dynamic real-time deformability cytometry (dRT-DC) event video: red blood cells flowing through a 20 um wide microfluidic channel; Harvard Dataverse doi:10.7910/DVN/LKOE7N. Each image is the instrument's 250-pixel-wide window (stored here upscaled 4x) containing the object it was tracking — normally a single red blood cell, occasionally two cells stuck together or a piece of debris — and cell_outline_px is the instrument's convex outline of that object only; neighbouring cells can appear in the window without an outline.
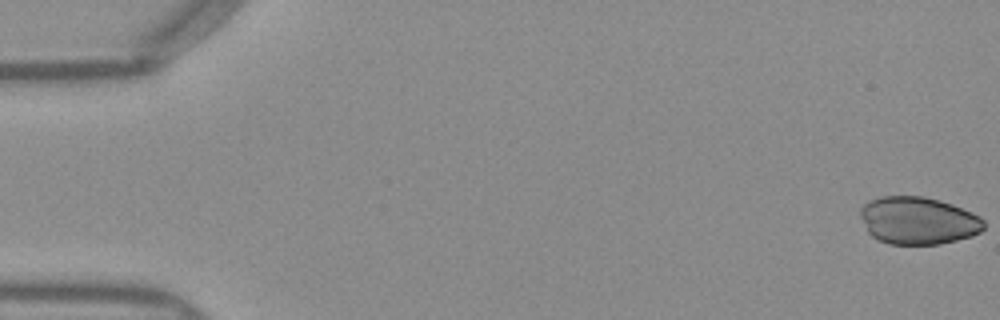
{"species": "Egyptian fruit bat (a non-hibernating species)", "species_latin": "Rousettus aegyptiacus", "temperature_condition": "warm", "stored_images_in_passage": 51, "camera_frame_rate_fps": 3000, "um_per_image_px": 0.085, "frame": {"image": 1, "passage_image": 1, "time_ms": 0.0, "image_size_px": [1000, 320], "cell_outline_px": [[984, 228], [980, 232], [972, 236], [940, 244], [888, 244], [872, 236], [868, 232], [860, 216], [860, 208], [868, 200], [880, 196], [924, 196], [940, 200], [952, 204], [972, 212], [980, 216], [984, 220]], "centroid_in_image_um": [78.04, 18.74], "position_along_channel_um": 7.0, "area_um2": 34.39}}
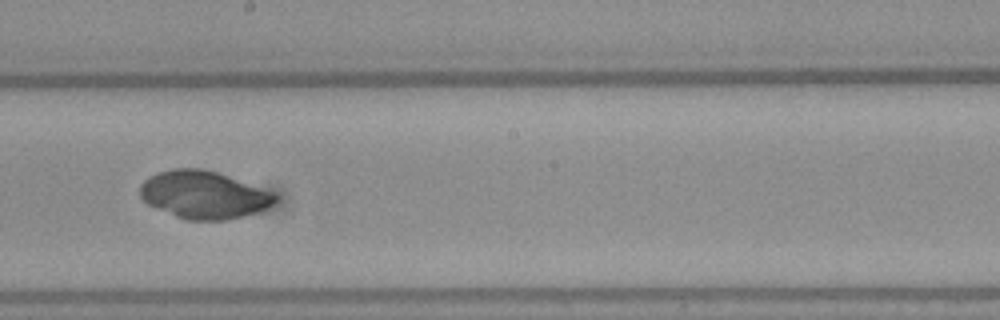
{"frame": {"image": 2, "passage_image": 29, "time_ms": 9.333, "image_size_px": [1000, 320], "cell_outline_px": [[276, 200], [268, 208], [256, 212], [228, 220], [184, 220], [148, 204], [140, 196], [140, 184], [144, 180], [160, 172], [172, 168], [200, 168], [216, 172], [272, 192], [276, 196]], "centroid_in_image_um": [17.29, 16.57], "position_along_channel_um": 230.9, "area_um2": 37.11}}
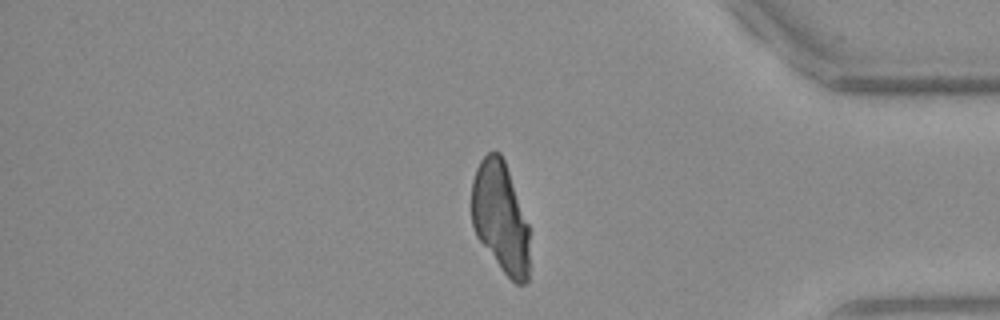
{"frame": {"image": 3, "passage_image": 43, "time_ms": 14.0, "image_size_px": [1000, 320], "cell_outline_px": [[528, 280], [524, 284], [516, 284], [500, 268], [476, 236], [472, 224], [472, 180], [476, 168], [480, 160], [488, 152], [500, 152], [504, 160], [528, 224]], "centroid_in_image_um": [42.52, 18.48], "position_along_channel_um": 392.7, "area_um2": 37.05}}